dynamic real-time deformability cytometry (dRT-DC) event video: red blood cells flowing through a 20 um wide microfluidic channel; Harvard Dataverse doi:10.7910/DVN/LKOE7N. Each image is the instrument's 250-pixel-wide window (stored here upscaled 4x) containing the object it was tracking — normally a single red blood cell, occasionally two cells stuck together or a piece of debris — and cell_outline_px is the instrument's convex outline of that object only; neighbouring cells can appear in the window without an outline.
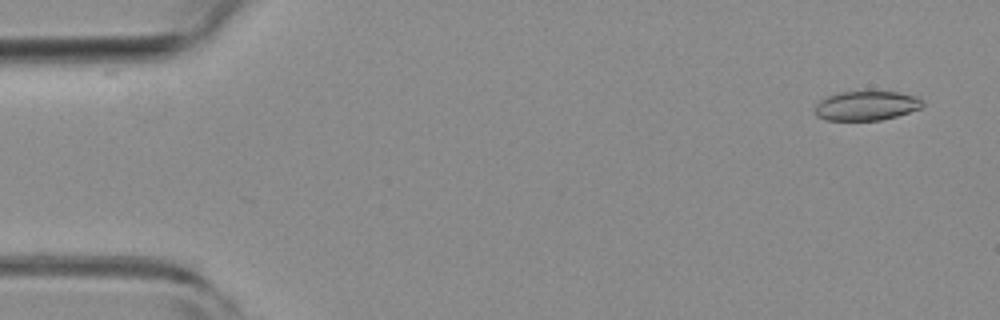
{"species": "common noctule bat (a hibernating species)", "species_latin": "Nyctalus noctula", "temperature_condition": "room temperature", "stored_images_in_passage": 55, "camera_frame_rate_fps": 3000, "um_per_image_px": 0.085, "animal": {"sex": "female", "body_mass_g": 19.3, "forearm_length_mm": 54.1}, "frame": {"image": 1, "passage_image": 3, "time_ms": 0.667, "image_size_px": [1000, 320], "cell_outline_px": [[924, 104], [920, 108], [896, 116], [880, 120], [824, 120], [816, 116], [816, 104], [820, 100], [828, 96], [840, 92], [896, 92], [916, 96], [924, 100]], "centroid_in_image_um": [73.64, 8.99], "position_along_channel_um": 11.4, "area_um2": 18.26}}
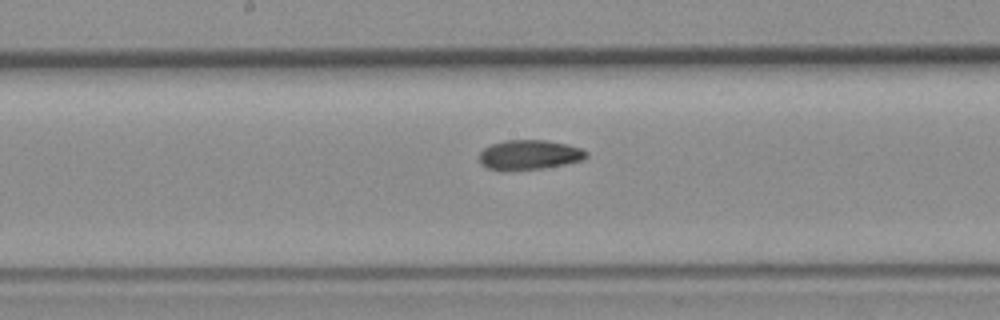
{"frame": {"image": 2, "passage_image": 28, "time_ms": 9.0, "image_size_px": [1000, 320], "cell_outline_px": [[588, 156], [584, 160], [544, 168], [512, 172], [500, 172], [488, 168], [480, 164], [480, 152], [484, 148], [492, 144], [504, 140], [544, 140], [568, 144], [580, 148], [588, 152]], "centroid_in_image_um": [44.97, 13.19], "position_along_channel_um": 203.2, "area_um2": 19.02}}
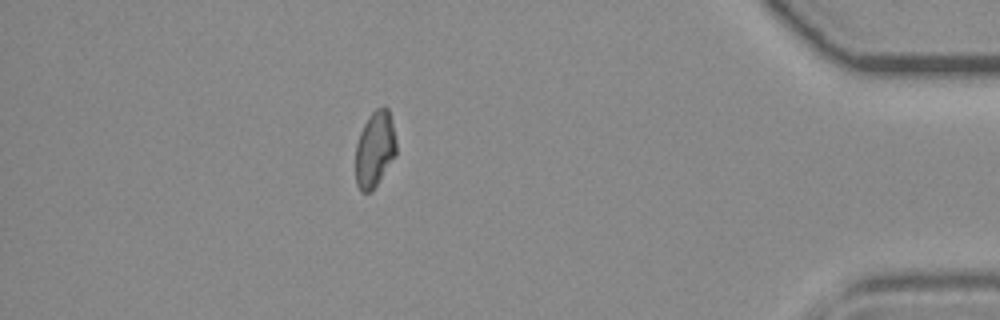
{"frame": {"image": 3, "passage_image": 48, "time_ms": 15.667, "image_size_px": [1000, 320], "cell_outline_px": [[396, 156], [372, 192], [360, 192], [356, 184], [356, 144], [360, 132], [368, 116], [376, 108], [384, 104], [388, 108], [392, 120], [396, 140]], "centroid_in_image_um": [31.87, 12.67], "position_along_channel_um": 403.3, "area_um2": 18.38}, "authors_computed_cell_mechanics": {"area_um2": 18.785, "velocity_mm_per_s": 3.7512, "shape_relaxation_time_tau1_ms": null, "shape_relaxation_time_tau2_ms": 3.8361, "deformation_change_tau1": null, "deformation_change_tau2": 0.0951}}